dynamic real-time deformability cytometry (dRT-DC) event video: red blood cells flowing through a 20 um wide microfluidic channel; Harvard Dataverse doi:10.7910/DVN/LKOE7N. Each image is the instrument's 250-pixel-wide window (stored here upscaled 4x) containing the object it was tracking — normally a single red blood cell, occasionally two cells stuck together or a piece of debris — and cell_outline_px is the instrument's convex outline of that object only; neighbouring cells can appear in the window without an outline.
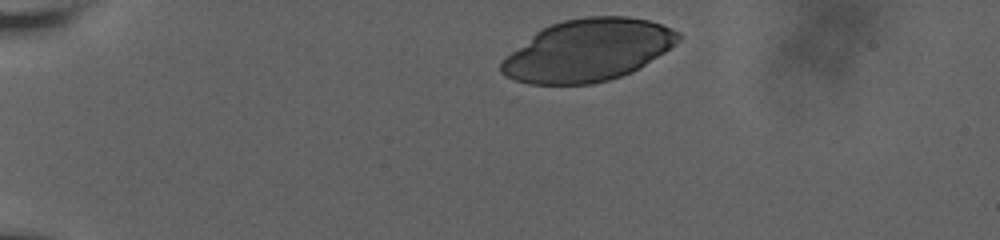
{"species": "human", "species_latin": "Homo sapiens", "temperature_condition": "room temperature", "stored_images_in_passage": 10, "camera_frame_rate_fps": 3000, "um_per_image_px": 0.085, "donor": {"sex": "male"}, "frame": {"image": 1, "passage_image": 1, "time_ms": 0.0, "image_size_px": [1000, 240], "cell_outline_px": [[680, 40], [676, 44], [664, 52], [632, 72], [608, 80], [592, 84], [528, 84], [504, 76], [500, 72], [500, 60], [536, 32], [552, 24], [564, 20], [584, 16], [628, 16], [648, 20], [672, 28], [680, 32]], "centroid_in_image_um": [49.96, 4.28], "position_along_channel_um": 35.0, "area_um2": 63.93}}